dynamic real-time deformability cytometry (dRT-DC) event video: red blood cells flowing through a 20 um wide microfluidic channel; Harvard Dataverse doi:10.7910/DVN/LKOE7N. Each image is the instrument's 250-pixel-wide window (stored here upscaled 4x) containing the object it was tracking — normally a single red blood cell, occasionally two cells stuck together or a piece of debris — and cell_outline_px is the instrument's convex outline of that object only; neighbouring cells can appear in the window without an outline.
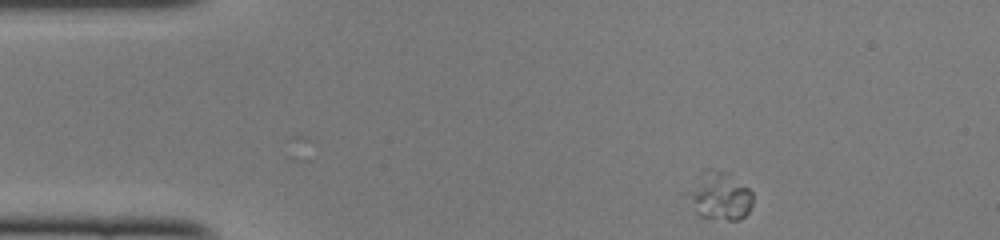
{"species": "common noctule bat (a hibernating species)", "species_latin": "Nyctalus noctula", "temperature_condition": "cold", "stored_images_in_passage": 44, "camera_frame_rate_fps": 3000, "um_per_image_px": 0.085, "animal": {"sex": "female", "body_mass_g": 22.0, "forearm_length_mm": 56.7}, "frame": {"image": 1, "passage_image": 1, "time_ms": 0.0, "image_size_px": [1000, 240], "cell_outline_px": [[752, 204], [748, 212], [740, 220], [728, 220], [700, 216], [696, 212], [684, 196], [684, 192], [704, 168], [712, 168], [728, 172], [748, 188], [752, 192]], "centroid_in_image_um": [61.11, 16.62], "position_along_channel_um": 23.9, "area_um2": 18.67}}
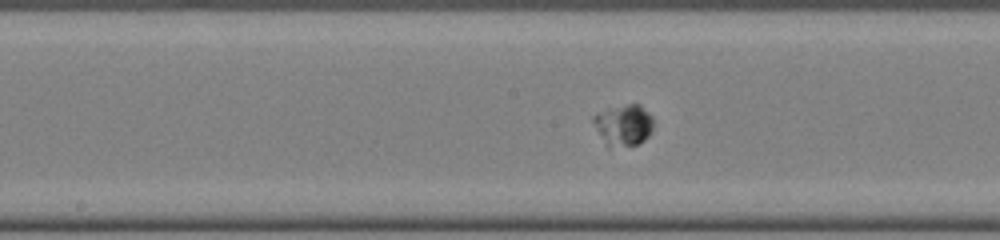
{"frame": {"image": 2, "passage_image": 19, "time_ms": 6.0, "image_size_px": [1000, 240], "cell_outline_px": [[652, 128], [648, 136], [640, 144], [608, 144], [592, 120], [592, 116], [608, 108], [628, 104], [640, 104], [652, 116]], "centroid_in_image_um": [53.05, 10.56], "position_along_channel_um": 195.1, "area_um2": 13.64}}
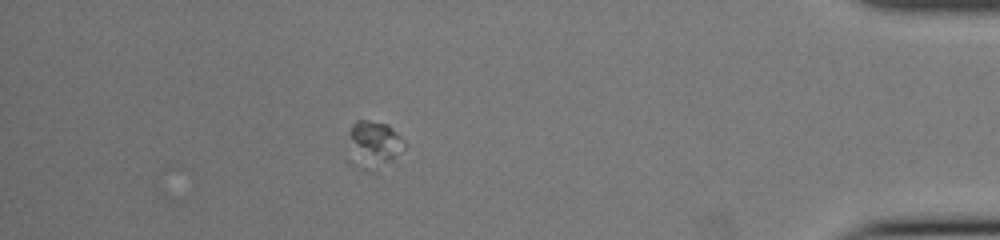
{"frame": {"image": 3, "passage_image": 38, "time_ms": 12.333, "image_size_px": [1000, 240], "cell_outline_px": [[404, 148], [376, 172], [368, 172], [364, 168], [348, 132], [352, 124], [356, 120], [368, 120], [388, 124], [404, 140]], "centroid_in_image_um": [31.88, 12.19], "position_along_channel_um": 403.3, "area_um2": 14.05}}